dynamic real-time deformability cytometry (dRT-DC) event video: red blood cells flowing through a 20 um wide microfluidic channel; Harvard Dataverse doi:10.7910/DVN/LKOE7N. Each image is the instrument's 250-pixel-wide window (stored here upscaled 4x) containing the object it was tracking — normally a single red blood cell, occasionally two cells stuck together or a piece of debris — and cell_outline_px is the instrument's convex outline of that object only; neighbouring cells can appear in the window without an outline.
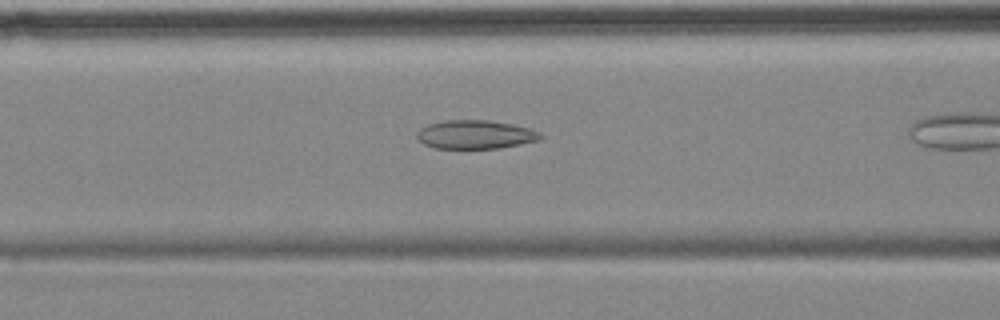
{"species": "common noctule bat (a hibernating species)", "species_latin": "Nyctalus noctula", "temperature_condition": "cold", "stored_images_in_passage": 5, "camera_frame_rate_fps": 3000, "um_per_image_px": 0.085, "animal": {"sex": "female", "body_mass_g": 18.4}, "frame": {"image": 1, "passage_image": 4, "time_ms": 4.333, "image_size_px": [1000, 320], "cell_outline_px": [[544, 136], [540, 140], [500, 148], [436, 148], [424, 144], [416, 136], [416, 132], [420, 128], [428, 124], [448, 120], [488, 120], [512, 124], [528, 128], [540, 132]], "centroid_in_image_um": [40.42, 11.43], "position_along_channel_um": 126.2, "area_um2": 20.58}}